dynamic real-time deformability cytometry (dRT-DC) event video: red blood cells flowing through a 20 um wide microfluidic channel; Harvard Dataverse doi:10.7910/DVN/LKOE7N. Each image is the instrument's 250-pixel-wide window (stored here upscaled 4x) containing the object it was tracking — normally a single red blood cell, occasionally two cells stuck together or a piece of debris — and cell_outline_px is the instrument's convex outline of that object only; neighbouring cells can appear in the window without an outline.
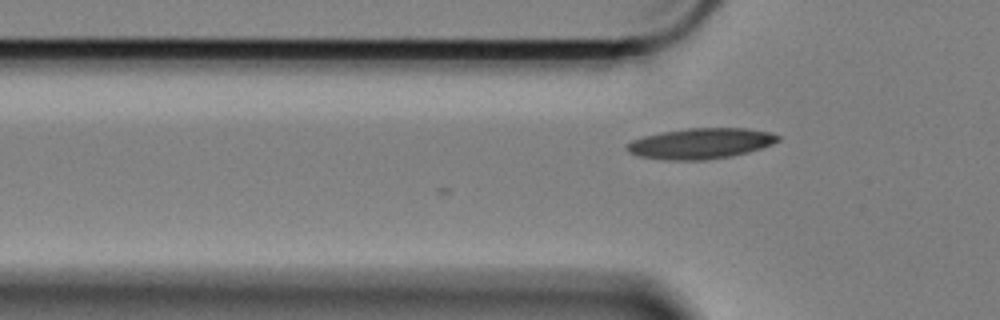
{"species": "Egyptian fruit bat (a non-hibernating species)", "species_latin": "Rousettus aegyptiacus", "temperature_condition": "cold", "stored_images_in_passage": 5, "camera_frame_rate_fps": 3000, "um_per_image_px": 0.085, "animal": {"sex": "female"}, "frame": {"image": 1, "passage_image": 5, "time_ms": 1.333, "image_size_px": [1000, 320], "cell_outline_px": [[780, 140], [772, 144], [748, 152], [728, 156], [704, 160], [664, 160], [640, 156], [628, 152], [628, 144], [632, 140], [644, 136], [660, 132], [688, 128], [748, 128], [772, 132], [780, 136]], "centroid_in_image_um": [59.58, 12.18], "position_along_channel_um": 66.2, "area_um2": 26.88}}